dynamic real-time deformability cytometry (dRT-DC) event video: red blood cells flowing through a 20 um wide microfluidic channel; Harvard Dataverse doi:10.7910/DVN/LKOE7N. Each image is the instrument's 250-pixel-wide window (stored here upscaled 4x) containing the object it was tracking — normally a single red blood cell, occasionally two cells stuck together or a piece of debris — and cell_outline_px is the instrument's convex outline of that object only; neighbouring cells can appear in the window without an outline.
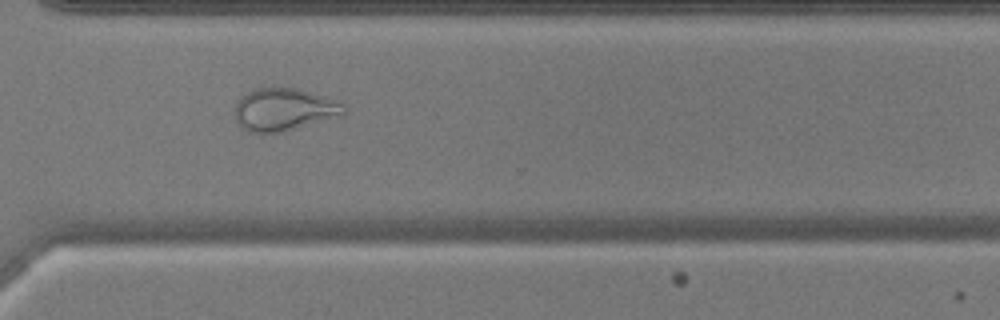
{"species": "common noctule bat (a hibernating species)", "species_latin": "Nyctalus noctula", "temperature_condition": "warm", "stored_images_in_passage": 45, "camera_frame_rate_fps": 3000, "um_per_image_px": 0.085, "animal": {"sex": "male", "body_mass_g": 17.9, "forearm_length_mm": 54.2}, "frame": {"image": 1, "passage_image": 39, "time_ms": 12.667, "image_size_px": [1000, 320], "cell_outline_px": [[348, 112], [344, 116], [280, 132], [248, 132], [236, 124], [236, 104], [240, 96], [256, 88], [296, 88], [340, 100], [348, 108]], "centroid_in_image_um": [24.21, 9.31], "position_along_channel_um": 346.4, "area_um2": 27.4}}